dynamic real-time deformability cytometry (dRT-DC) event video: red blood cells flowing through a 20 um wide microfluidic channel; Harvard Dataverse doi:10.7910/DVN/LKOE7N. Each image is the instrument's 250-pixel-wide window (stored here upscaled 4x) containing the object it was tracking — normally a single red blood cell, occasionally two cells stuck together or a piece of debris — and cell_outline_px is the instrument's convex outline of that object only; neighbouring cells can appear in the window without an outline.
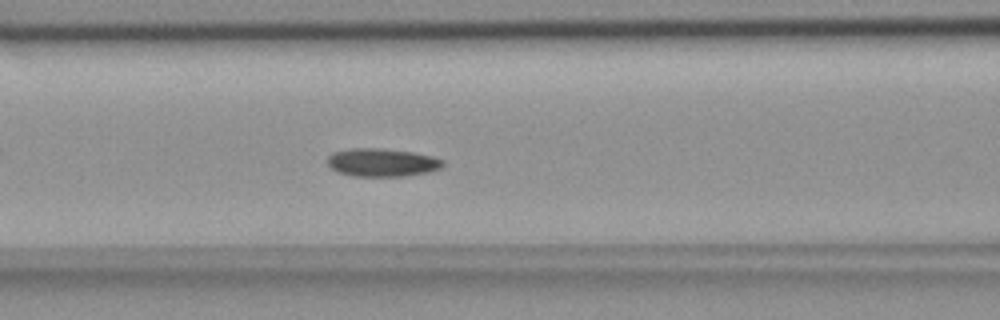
{"species": "common noctule bat (a hibernating species)", "species_latin": "Nyctalus noctula", "temperature_condition": "room temperature", "stored_images_in_passage": 56, "camera_frame_rate_fps": 3000, "um_per_image_px": 0.085, "animal": {"sex": "female", "body_mass_g": 18.4}, "frame": {"image": 1, "passage_image": 23, "time_ms": 7.333, "image_size_px": [1000, 320], "cell_outline_px": [[444, 164], [440, 168], [428, 172], [404, 176], [352, 176], [336, 172], [328, 164], [328, 156], [332, 152], [352, 148], [380, 148], [412, 152], [432, 156], [444, 160]], "centroid_in_image_um": [32.46, 13.81], "position_along_channel_um": 134.1, "area_um2": 18.96}}
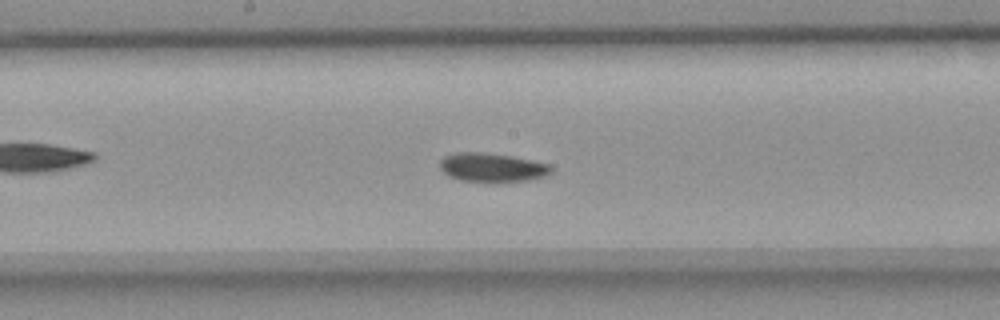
{"frame": {"image": 2, "passage_image": 29, "time_ms": 9.333, "image_size_px": [1000, 320], "cell_outline_px": [[552, 172], [544, 176], [528, 180], [496, 184], [492, 184], [460, 180], [448, 176], [440, 168], [440, 160], [444, 156], [456, 152], [480, 152], [512, 156], [548, 164], [552, 168]], "centroid_in_image_um": [41.8, 14.27], "position_along_channel_um": 206.4, "area_um2": 19.19}}
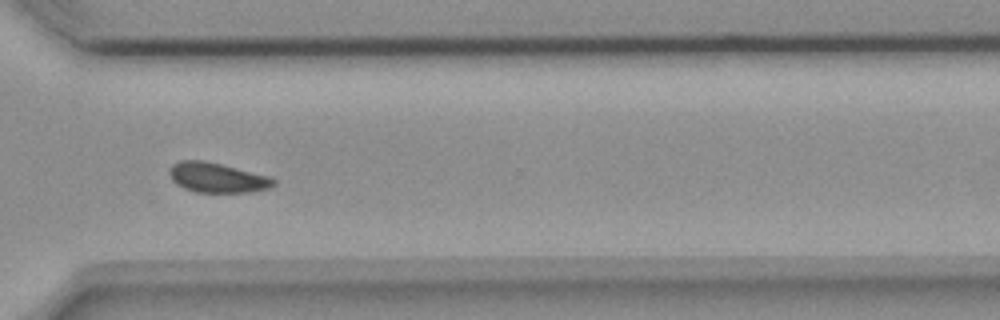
{"frame": {"image": 3, "passage_image": 41, "time_ms": 13.333, "image_size_px": [1000, 320], "cell_outline_px": [[276, 184], [268, 188], [252, 192], [196, 192], [184, 188], [176, 184], [172, 180], [168, 172], [168, 168], [172, 164], [180, 160], [204, 160], [272, 176], [276, 180]], "centroid_in_image_um": [18.46, 15.09], "position_along_channel_um": 352.1, "area_um2": 18.38}, "authors_computed_cell_mechanics": {"area_um2": 18.3226, "velocity_mm_per_s": 3.6288, "shape_relaxation_time_tau1_ms": 3.4322, "shape_relaxation_time_tau2_ms": 2.914, "deformation_change_tau1": 0.0927, "deformation_change_tau2": 0.07}}